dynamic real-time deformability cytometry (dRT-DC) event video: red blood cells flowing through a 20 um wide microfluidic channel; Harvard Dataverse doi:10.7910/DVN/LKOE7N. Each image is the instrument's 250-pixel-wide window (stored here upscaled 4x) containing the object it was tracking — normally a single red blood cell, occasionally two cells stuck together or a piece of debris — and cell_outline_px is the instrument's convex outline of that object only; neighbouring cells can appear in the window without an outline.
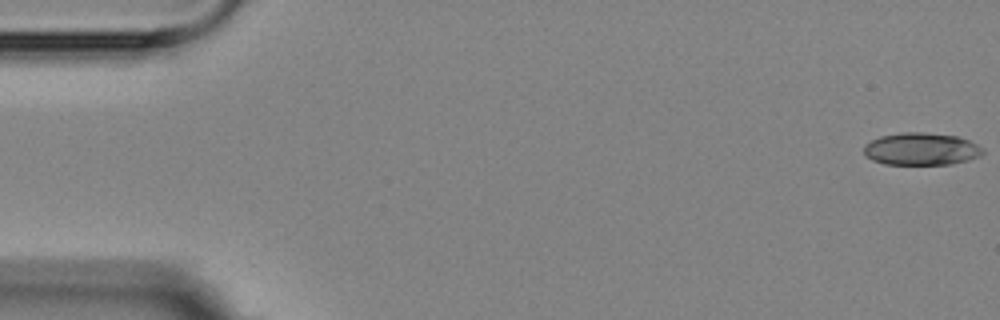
{"species": "Egyptian fruit bat (a non-hibernating species)", "species_latin": "Rousettus aegyptiacus", "temperature_condition": "room temperature", "stored_images_in_passage": 5, "camera_frame_rate_fps": 3000, "um_per_image_px": 0.085, "animal": {"sex": "female"}, "frame": {"image": 1, "passage_image": 1, "time_ms": 0.0, "image_size_px": [1000, 320], "cell_outline_px": [[984, 152], [980, 156], [968, 160], [952, 164], [884, 164], [872, 160], [864, 156], [864, 144], [880, 136], [900, 132], [924, 132], [956, 136], [968, 140], [984, 148]], "centroid_in_image_um": [78.29, 12.66], "position_along_channel_um": 6.7, "area_um2": 22.6}}
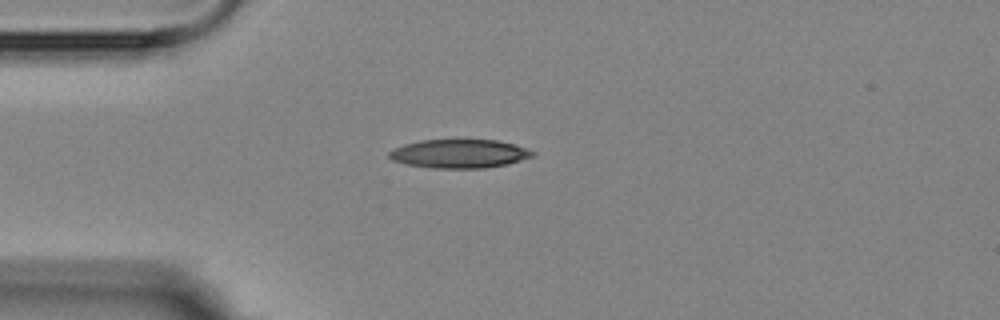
{"frame": {"image": 2, "passage_image": 4, "time_ms": 4.333, "image_size_px": [1000, 320], "cell_outline_px": [[536, 156], [508, 164], [484, 168], [432, 168], [408, 164], [392, 160], [388, 156], [388, 152], [392, 148], [404, 144], [420, 140], [496, 140], [516, 144], [536, 152]], "centroid_in_image_um": [39.07, 13.06], "position_along_channel_um": 45.9, "area_um2": 24.16}}